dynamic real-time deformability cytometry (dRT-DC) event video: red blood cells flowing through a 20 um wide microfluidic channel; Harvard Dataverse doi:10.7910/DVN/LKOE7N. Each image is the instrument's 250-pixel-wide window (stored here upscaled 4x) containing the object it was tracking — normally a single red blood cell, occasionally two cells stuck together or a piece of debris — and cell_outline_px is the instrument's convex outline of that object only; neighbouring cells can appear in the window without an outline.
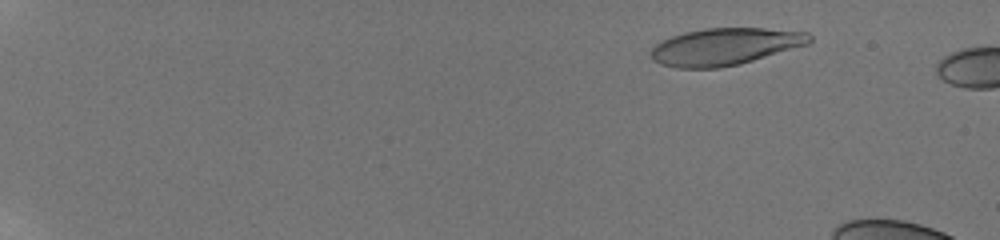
{"species": "human", "species_latin": "Homo sapiens", "temperature_condition": "room temperature", "stored_images_in_passage": 15, "camera_frame_rate_fps": 3000, "um_per_image_px": 0.085, "donor": {"sex": "male"}, "frame": {"image": 1, "passage_image": 9, "time_ms": 2.667, "image_size_px": [1000, 240], "cell_outline_px": [[812, 40], [808, 44], [740, 64], [720, 68], [676, 68], [660, 64], [652, 60], [648, 52], [660, 40], [684, 32], [704, 28], [764, 28], [808, 32], [812, 36]], "centroid_in_image_um": [61.58, 3.96], "position_along_channel_um": 23.4, "area_um2": 34.51}}